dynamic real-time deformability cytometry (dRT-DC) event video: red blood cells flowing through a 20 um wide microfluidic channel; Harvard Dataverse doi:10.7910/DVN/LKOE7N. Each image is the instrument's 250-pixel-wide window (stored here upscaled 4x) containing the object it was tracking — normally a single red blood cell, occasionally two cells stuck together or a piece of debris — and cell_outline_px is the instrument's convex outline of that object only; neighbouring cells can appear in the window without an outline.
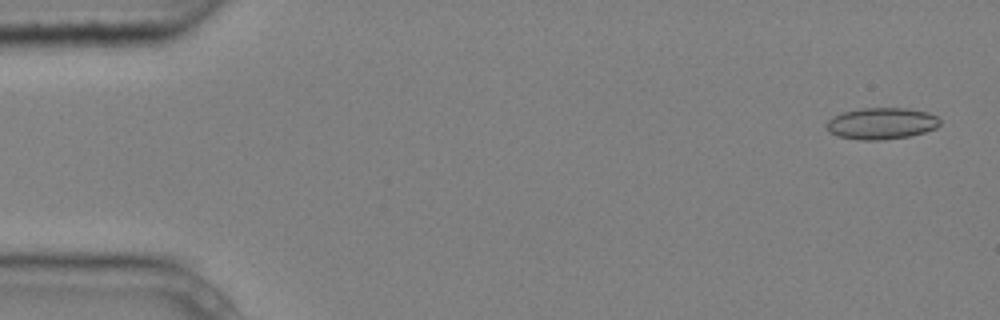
{"species": "common noctule bat (a hibernating species)", "species_latin": "Nyctalus noctula", "temperature_condition": "cold", "stored_images_in_passage": 4, "camera_frame_rate_fps": 3000, "um_per_image_px": 0.085, "animal": {"sex": "male", "body_mass_g": 20.4}, "frame": {"image": 1, "passage_image": 1, "time_ms": 0.0, "image_size_px": [1000, 320], "cell_outline_px": [[940, 124], [936, 128], [924, 132], [908, 136], [880, 140], [860, 140], [840, 136], [828, 132], [824, 124], [832, 116], [844, 112], [860, 108], [908, 108], [928, 112], [936, 116], [940, 120]], "centroid_in_image_um": [74.9, 10.48], "position_along_channel_um": 10.1, "area_um2": 20.92}}